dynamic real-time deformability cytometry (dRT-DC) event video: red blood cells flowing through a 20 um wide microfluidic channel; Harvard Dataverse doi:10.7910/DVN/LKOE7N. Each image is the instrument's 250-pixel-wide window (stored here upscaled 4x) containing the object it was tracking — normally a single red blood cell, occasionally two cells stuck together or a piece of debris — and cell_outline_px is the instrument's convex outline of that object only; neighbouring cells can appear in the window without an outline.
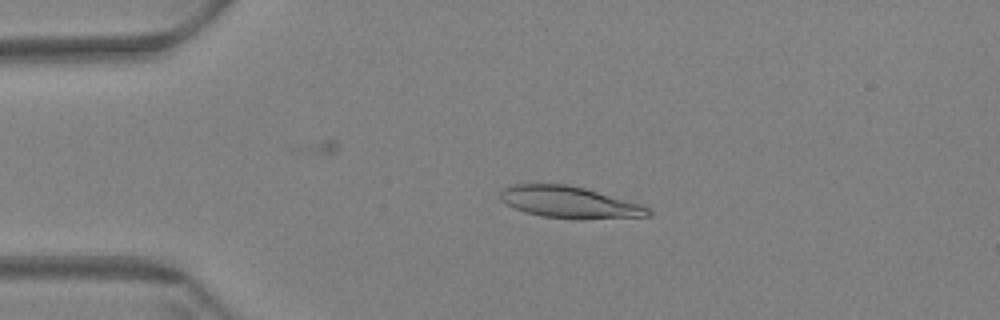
{"species": "Egyptian fruit bat (a non-hibernating species)", "species_latin": "Rousettus aegyptiacus", "temperature_condition": "warm", "stored_images_in_passage": 46, "camera_frame_rate_fps": 3000, "um_per_image_px": 0.085, "animal": {"sex": "female"}, "frame": {"image": 1, "passage_image": 12, "time_ms": 3.667, "image_size_px": [1000, 320], "cell_outline_px": [[652, 216], [540, 216], [524, 212], [500, 200], [500, 192], [504, 188], [516, 184], [568, 184], [584, 188], [640, 204], [648, 208], [652, 212]], "centroid_in_image_um": [48.31, 17.13], "position_along_channel_um": 36.7, "area_um2": 25.72}}
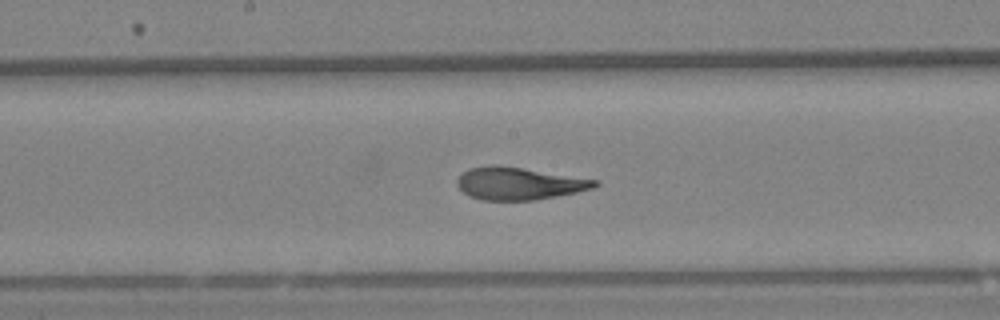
{"frame": {"image": 2, "passage_image": 30, "time_ms": 9.667, "image_size_px": [1000, 320], "cell_outline_px": [[600, 184], [592, 188], [576, 192], [536, 200], [484, 200], [472, 196], [464, 192], [456, 184], [456, 180], [468, 168], [492, 164], [496, 164], [600, 180]], "centroid_in_image_um": [44.12, 15.58], "position_along_channel_um": 204.1, "area_um2": 25.89}}
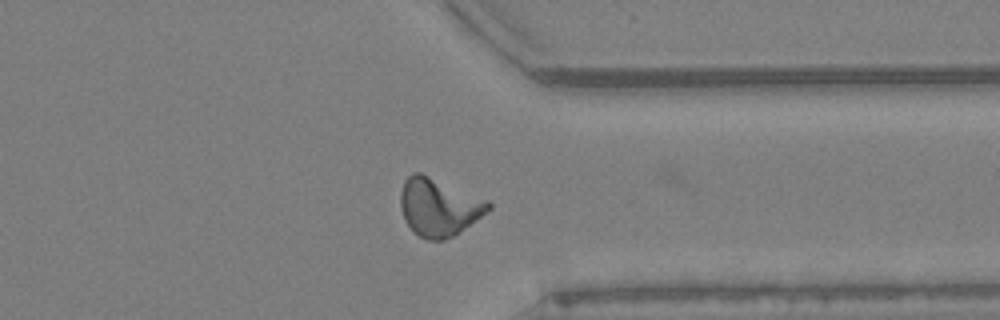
{"frame": {"image": 3, "passage_image": 45, "time_ms": 14.667, "image_size_px": [1000, 320], "cell_outline_px": [[492, 208], [452, 236], [444, 240], [428, 240], [420, 236], [404, 220], [400, 204], [400, 192], [404, 180], [412, 172], [420, 172], [488, 200], [492, 204]], "centroid_in_image_um": [37.27, 17.58], "position_along_channel_um": 374.1, "area_um2": 29.19}}